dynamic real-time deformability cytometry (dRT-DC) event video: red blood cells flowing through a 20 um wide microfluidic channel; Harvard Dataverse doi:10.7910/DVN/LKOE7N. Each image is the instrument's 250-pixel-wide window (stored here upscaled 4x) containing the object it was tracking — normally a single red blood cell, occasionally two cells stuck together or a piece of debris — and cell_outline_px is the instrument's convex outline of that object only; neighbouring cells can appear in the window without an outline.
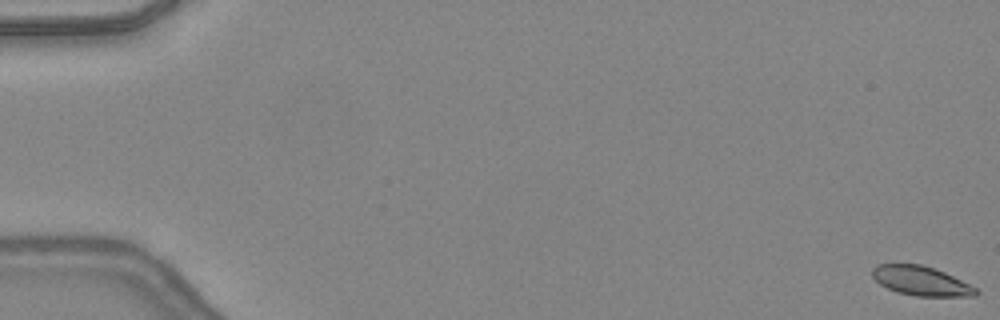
{"species": "common noctule bat (a hibernating species)", "species_latin": "Nyctalus noctula", "temperature_condition": "warm", "stored_images_in_passage": 49, "camera_frame_rate_fps": 3000, "um_per_image_px": 0.085, "animal": {"sex": "female", "body_mass_g": 24.6, "forearm_length_mm": 56.2}, "frame": {"image": 1, "passage_image": 1, "time_ms": 0.0, "image_size_px": [1000, 320], "cell_outline_px": [[980, 292], [976, 296], [916, 296], [896, 292], [880, 284], [872, 276], [872, 268], [876, 264], [920, 264], [944, 272], [976, 288]], "centroid_in_image_um": [78.26, 23.88], "position_along_channel_um": 6.7, "area_um2": 17.57}}
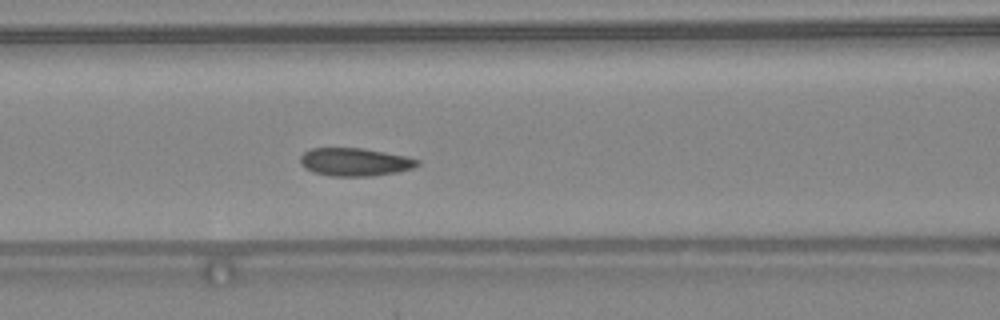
{"frame": {"image": 2, "passage_image": 22, "time_ms": 7.0, "image_size_px": [1000, 320], "cell_outline_px": [[420, 164], [412, 168], [396, 172], [372, 176], [328, 176], [312, 172], [304, 168], [300, 164], [300, 156], [304, 152], [312, 148], [364, 148], [404, 156], [420, 160]], "centroid_in_image_um": [30.12, 13.77], "position_along_channel_um": 136.5, "area_um2": 19.19}}
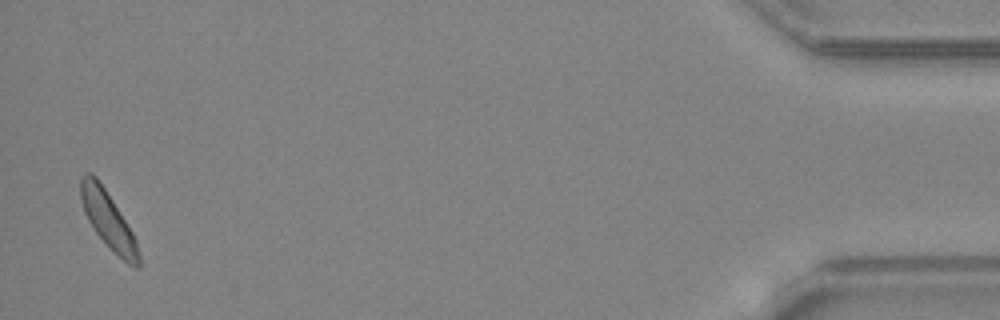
{"frame": {"image": 3, "passage_image": 48, "time_ms": 15.667, "image_size_px": [1000, 320], "cell_outline_px": [[140, 268], [132, 268], [92, 228], [84, 212], [80, 196], [80, 180], [84, 172], [92, 172], [96, 176], [112, 200], [132, 232], [136, 240], [140, 256]], "centroid_in_image_um": [9.18, 18.67], "position_along_channel_um": 426.0, "area_um2": 18.79}, "authors_computed_cell_mechanics": {"area_um2": 19.1318, "velocity_mm_per_s": 4.3509, "shape_relaxation_time_tau1_ms": 3.3826, "shape_relaxation_time_tau2_ms": null, "deformation_change_tau1": 0.0823, "deformation_change_tau2": null}}